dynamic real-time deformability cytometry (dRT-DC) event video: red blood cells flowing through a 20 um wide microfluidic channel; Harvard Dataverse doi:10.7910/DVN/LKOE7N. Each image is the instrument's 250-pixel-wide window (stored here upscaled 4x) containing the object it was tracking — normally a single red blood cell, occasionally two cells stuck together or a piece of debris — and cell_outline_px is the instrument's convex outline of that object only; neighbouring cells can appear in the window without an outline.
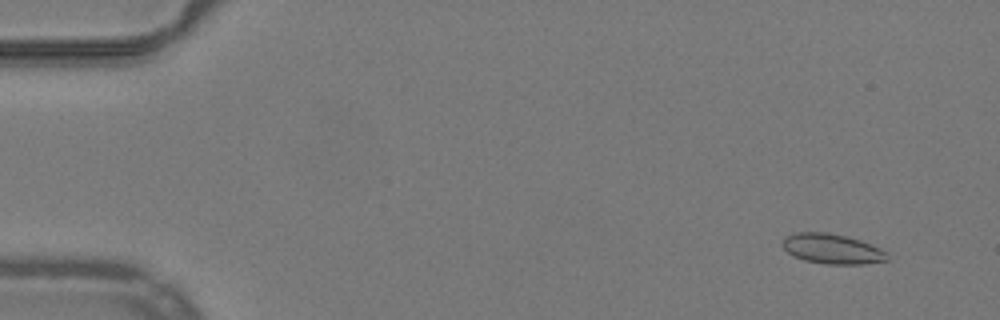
{"species": "common noctule bat (a hibernating species)", "species_latin": "Nyctalus noctula", "temperature_condition": "warm", "stored_images_in_passage": 12, "camera_frame_rate_fps": 3000, "um_per_image_px": 0.085, "animal": {"sex": "male", "body_mass_g": 19.2, "forearm_length_mm": 51.8}, "frame": {"image": 1, "passage_image": 5, "time_ms": 1.333, "image_size_px": [1000, 320], "cell_outline_px": [[888, 260], [864, 264], [824, 264], [804, 260], [792, 256], [784, 248], [784, 236], [792, 232], [828, 232], [860, 240], [880, 248], [888, 252]], "centroid_in_image_um": [70.73, 21.15], "position_along_channel_um": 14.3, "area_um2": 18.38}}